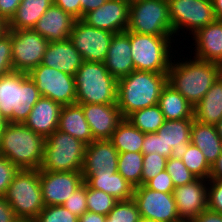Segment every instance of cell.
Here are the masks:
<instances>
[{"label":"cell","mask_w":222,"mask_h":222,"mask_svg":"<svg viewBox=\"0 0 222 222\" xmlns=\"http://www.w3.org/2000/svg\"><path fill=\"white\" fill-rule=\"evenodd\" d=\"M35 222H78L79 218L63 205L45 206Z\"/></svg>","instance_id":"40"},{"label":"cell","mask_w":222,"mask_h":222,"mask_svg":"<svg viewBox=\"0 0 222 222\" xmlns=\"http://www.w3.org/2000/svg\"><path fill=\"white\" fill-rule=\"evenodd\" d=\"M177 211L182 222H191L208 209V180L197 178L173 191Z\"/></svg>","instance_id":"17"},{"label":"cell","mask_w":222,"mask_h":222,"mask_svg":"<svg viewBox=\"0 0 222 222\" xmlns=\"http://www.w3.org/2000/svg\"><path fill=\"white\" fill-rule=\"evenodd\" d=\"M28 75L42 97L50 98L62 106L76 103L74 76L42 64L33 68Z\"/></svg>","instance_id":"13"},{"label":"cell","mask_w":222,"mask_h":222,"mask_svg":"<svg viewBox=\"0 0 222 222\" xmlns=\"http://www.w3.org/2000/svg\"><path fill=\"white\" fill-rule=\"evenodd\" d=\"M94 140L110 139L124 119L117 104H80Z\"/></svg>","instance_id":"19"},{"label":"cell","mask_w":222,"mask_h":222,"mask_svg":"<svg viewBox=\"0 0 222 222\" xmlns=\"http://www.w3.org/2000/svg\"><path fill=\"white\" fill-rule=\"evenodd\" d=\"M167 158L157 153L143 154L141 185L165 170Z\"/></svg>","instance_id":"39"},{"label":"cell","mask_w":222,"mask_h":222,"mask_svg":"<svg viewBox=\"0 0 222 222\" xmlns=\"http://www.w3.org/2000/svg\"><path fill=\"white\" fill-rule=\"evenodd\" d=\"M22 0H0V18L7 24L15 15Z\"/></svg>","instance_id":"47"},{"label":"cell","mask_w":222,"mask_h":222,"mask_svg":"<svg viewBox=\"0 0 222 222\" xmlns=\"http://www.w3.org/2000/svg\"><path fill=\"white\" fill-rule=\"evenodd\" d=\"M167 73L134 70L117 82V107L123 118L137 110L158 104Z\"/></svg>","instance_id":"2"},{"label":"cell","mask_w":222,"mask_h":222,"mask_svg":"<svg viewBox=\"0 0 222 222\" xmlns=\"http://www.w3.org/2000/svg\"><path fill=\"white\" fill-rule=\"evenodd\" d=\"M13 71L29 73L43 60L49 41L33 29L11 30Z\"/></svg>","instance_id":"12"},{"label":"cell","mask_w":222,"mask_h":222,"mask_svg":"<svg viewBox=\"0 0 222 222\" xmlns=\"http://www.w3.org/2000/svg\"><path fill=\"white\" fill-rule=\"evenodd\" d=\"M210 179H222V152L211 167Z\"/></svg>","instance_id":"52"},{"label":"cell","mask_w":222,"mask_h":222,"mask_svg":"<svg viewBox=\"0 0 222 222\" xmlns=\"http://www.w3.org/2000/svg\"><path fill=\"white\" fill-rule=\"evenodd\" d=\"M52 4V0H22L15 15L8 23V29H33Z\"/></svg>","instance_id":"31"},{"label":"cell","mask_w":222,"mask_h":222,"mask_svg":"<svg viewBox=\"0 0 222 222\" xmlns=\"http://www.w3.org/2000/svg\"><path fill=\"white\" fill-rule=\"evenodd\" d=\"M17 220L13 209L4 196H0V222H15Z\"/></svg>","instance_id":"48"},{"label":"cell","mask_w":222,"mask_h":222,"mask_svg":"<svg viewBox=\"0 0 222 222\" xmlns=\"http://www.w3.org/2000/svg\"><path fill=\"white\" fill-rule=\"evenodd\" d=\"M194 119L165 120L155 133H145L141 152L181 159L191 144Z\"/></svg>","instance_id":"9"},{"label":"cell","mask_w":222,"mask_h":222,"mask_svg":"<svg viewBox=\"0 0 222 222\" xmlns=\"http://www.w3.org/2000/svg\"><path fill=\"white\" fill-rule=\"evenodd\" d=\"M84 62L69 39L50 42L43 56L42 65L74 76Z\"/></svg>","instance_id":"24"},{"label":"cell","mask_w":222,"mask_h":222,"mask_svg":"<svg viewBox=\"0 0 222 222\" xmlns=\"http://www.w3.org/2000/svg\"><path fill=\"white\" fill-rule=\"evenodd\" d=\"M119 153L109 139L94 140L86 145L81 173L83 180L93 173L118 172Z\"/></svg>","instance_id":"20"},{"label":"cell","mask_w":222,"mask_h":222,"mask_svg":"<svg viewBox=\"0 0 222 222\" xmlns=\"http://www.w3.org/2000/svg\"><path fill=\"white\" fill-rule=\"evenodd\" d=\"M8 120L2 115L1 111H0V137L3 133V131L5 130V127L8 125Z\"/></svg>","instance_id":"54"},{"label":"cell","mask_w":222,"mask_h":222,"mask_svg":"<svg viewBox=\"0 0 222 222\" xmlns=\"http://www.w3.org/2000/svg\"><path fill=\"white\" fill-rule=\"evenodd\" d=\"M194 42L193 57L222 65V20H216L207 26L200 28L192 36Z\"/></svg>","instance_id":"21"},{"label":"cell","mask_w":222,"mask_h":222,"mask_svg":"<svg viewBox=\"0 0 222 222\" xmlns=\"http://www.w3.org/2000/svg\"><path fill=\"white\" fill-rule=\"evenodd\" d=\"M215 126L217 128L218 135L222 140V118L220 119V121Z\"/></svg>","instance_id":"56"},{"label":"cell","mask_w":222,"mask_h":222,"mask_svg":"<svg viewBox=\"0 0 222 222\" xmlns=\"http://www.w3.org/2000/svg\"><path fill=\"white\" fill-rule=\"evenodd\" d=\"M13 72L11 35L6 32L0 37V77Z\"/></svg>","instance_id":"42"},{"label":"cell","mask_w":222,"mask_h":222,"mask_svg":"<svg viewBox=\"0 0 222 222\" xmlns=\"http://www.w3.org/2000/svg\"><path fill=\"white\" fill-rule=\"evenodd\" d=\"M145 133L124 118L109 139L118 153L141 152Z\"/></svg>","instance_id":"32"},{"label":"cell","mask_w":222,"mask_h":222,"mask_svg":"<svg viewBox=\"0 0 222 222\" xmlns=\"http://www.w3.org/2000/svg\"><path fill=\"white\" fill-rule=\"evenodd\" d=\"M46 138L25 124L8 123L0 137V156L18 169H40Z\"/></svg>","instance_id":"3"},{"label":"cell","mask_w":222,"mask_h":222,"mask_svg":"<svg viewBox=\"0 0 222 222\" xmlns=\"http://www.w3.org/2000/svg\"><path fill=\"white\" fill-rule=\"evenodd\" d=\"M180 39V37L176 39L174 36H154L130 31L134 69L137 71L167 73L174 54L176 55L177 52L176 48L173 47L180 45L176 44Z\"/></svg>","instance_id":"6"},{"label":"cell","mask_w":222,"mask_h":222,"mask_svg":"<svg viewBox=\"0 0 222 222\" xmlns=\"http://www.w3.org/2000/svg\"><path fill=\"white\" fill-rule=\"evenodd\" d=\"M57 130L70 134L86 145L94 141L89 124L84 117L83 108L77 103L62 107Z\"/></svg>","instance_id":"26"},{"label":"cell","mask_w":222,"mask_h":222,"mask_svg":"<svg viewBox=\"0 0 222 222\" xmlns=\"http://www.w3.org/2000/svg\"><path fill=\"white\" fill-rule=\"evenodd\" d=\"M75 19L59 6L52 4L40 17L33 30L50 42L69 39Z\"/></svg>","instance_id":"23"},{"label":"cell","mask_w":222,"mask_h":222,"mask_svg":"<svg viewBox=\"0 0 222 222\" xmlns=\"http://www.w3.org/2000/svg\"><path fill=\"white\" fill-rule=\"evenodd\" d=\"M126 119L143 133L157 132L165 121L158 104L137 110Z\"/></svg>","instance_id":"33"},{"label":"cell","mask_w":222,"mask_h":222,"mask_svg":"<svg viewBox=\"0 0 222 222\" xmlns=\"http://www.w3.org/2000/svg\"><path fill=\"white\" fill-rule=\"evenodd\" d=\"M191 222H222V214L206 209Z\"/></svg>","instance_id":"49"},{"label":"cell","mask_w":222,"mask_h":222,"mask_svg":"<svg viewBox=\"0 0 222 222\" xmlns=\"http://www.w3.org/2000/svg\"><path fill=\"white\" fill-rule=\"evenodd\" d=\"M181 160L192 174L197 178L209 180L211 175V166L208 164L202 151L192 143Z\"/></svg>","instance_id":"35"},{"label":"cell","mask_w":222,"mask_h":222,"mask_svg":"<svg viewBox=\"0 0 222 222\" xmlns=\"http://www.w3.org/2000/svg\"><path fill=\"white\" fill-rule=\"evenodd\" d=\"M140 212L133 199L117 201L105 222H139Z\"/></svg>","instance_id":"37"},{"label":"cell","mask_w":222,"mask_h":222,"mask_svg":"<svg viewBox=\"0 0 222 222\" xmlns=\"http://www.w3.org/2000/svg\"><path fill=\"white\" fill-rule=\"evenodd\" d=\"M213 9L217 20H222V0H212Z\"/></svg>","instance_id":"53"},{"label":"cell","mask_w":222,"mask_h":222,"mask_svg":"<svg viewBox=\"0 0 222 222\" xmlns=\"http://www.w3.org/2000/svg\"><path fill=\"white\" fill-rule=\"evenodd\" d=\"M77 104H117V80L103 62L84 61L74 75Z\"/></svg>","instance_id":"5"},{"label":"cell","mask_w":222,"mask_h":222,"mask_svg":"<svg viewBox=\"0 0 222 222\" xmlns=\"http://www.w3.org/2000/svg\"><path fill=\"white\" fill-rule=\"evenodd\" d=\"M53 4L62 8L75 19H82V7L80 0H52Z\"/></svg>","instance_id":"46"},{"label":"cell","mask_w":222,"mask_h":222,"mask_svg":"<svg viewBox=\"0 0 222 222\" xmlns=\"http://www.w3.org/2000/svg\"><path fill=\"white\" fill-rule=\"evenodd\" d=\"M222 118V74L194 107V120L216 125Z\"/></svg>","instance_id":"29"},{"label":"cell","mask_w":222,"mask_h":222,"mask_svg":"<svg viewBox=\"0 0 222 222\" xmlns=\"http://www.w3.org/2000/svg\"><path fill=\"white\" fill-rule=\"evenodd\" d=\"M176 53L184 57L178 58L174 55L167 71V84L195 107L222 74V65L198 60L190 54V58H187L179 55L181 51L178 53V49Z\"/></svg>","instance_id":"1"},{"label":"cell","mask_w":222,"mask_h":222,"mask_svg":"<svg viewBox=\"0 0 222 222\" xmlns=\"http://www.w3.org/2000/svg\"><path fill=\"white\" fill-rule=\"evenodd\" d=\"M19 169L6 157L0 156V196H4Z\"/></svg>","instance_id":"44"},{"label":"cell","mask_w":222,"mask_h":222,"mask_svg":"<svg viewBox=\"0 0 222 222\" xmlns=\"http://www.w3.org/2000/svg\"><path fill=\"white\" fill-rule=\"evenodd\" d=\"M62 107L50 98L41 97L33 106L24 124L46 138L57 130Z\"/></svg>","instance_id":"25"},{"label":"cell","mask_w":222,"mask_h":222,"mask_svg":"<svg viewBox=\"0 0 222 222\" xmlns=\"http://www.w3.org/2000/svg\"><path fill=\"white\" fill-rule=\"evenodd\" d=\"M158 105L165 120L194 119V107L169 84L162 89Z\"/></svg>","instance_id":"30"},{"label":"cell","mask_w":222,"mask_h":222,"mask_svg":"<svg viewBox=\"0 0 222 222\" xmlns=\"http://www.w3.org/2000/svg\"><path fill=\"white\" fill-rule=\"evenodd\" d=\"M191 143L199 148L208 164L212 167L222 152V140L215 125L193 121Z\"/></svg>","instance_id":"27"},{"label":"cell","mask_w":222,"mask_h":222,"mask_svg":"<svg viewBox=\"0 0 222 222\" xmlns=\"http://www.w3.org/2000/svg\"><path fill=\"white\" fill-rule=\"evenodd\" d=\"M41 97L28 73L13 71L0 77V111L9 123L24 124Z\"/></svg>","instance_id":"4"},{"label":"cell","mask_w":222,"mask_h":222,"mask_svg":"<svg viewBox=\"0 0 222 222\" xmlns=\"http://www.w3.org/2000/svg\"><path fill=\"white\" fill-rule=\"evenodd\" d=\"M62 205L78 218L87 212L86 183L78 187Z\"/></svg>","instance_id":"41"},{"label":"cell","mask_w":222,"mask_h":222,"mask_svg":"<svg viewBox=\"0 0 222 222\" xmlns=\"http://www.w3.org/2000/svg\"><path fill=\"white\" fill-rule=\"evenodd\" d=\"M117 201V199L104 191L95 190L86 184V203L88 211L107 216Z\"/></svg>","instance_id":"36"},{"label":"cell","mask_w":222,"mask_h":222,"mask_svg":"<svg viewBox=\"0 0 222 222\" xmlns=\"http://www.w3.org/2000/svg\"><path fill=\"white\" fill-rule=\"evenodd\" d=\"M15 222H35L34 219H17Z\"/></svg>","instance_id":"57"},{"label":"cell","mask_w":222,"mask_h":222,"mask_svg":"<svg viewBox=\"0 0 222 222\" xmlns=\"http://www.w3.org/2000/svg\"><path fill=\"white\" fill-rule=\"evenodd\" d=\"M131 53L130 31L115 33L103 63L117 81L135 70Z\"/></svg>","instance_id":"22"},{"label":"cell","mask_w":222,"mask_h":222,"mask_svg":"<svg viewBox=\"0 0 222 222\" xmlns=\"http://www.w3.org/2000/svg\"><path fill=\"white\" fill-rule=\"evenodd\" d=\"M113 36V32L92 27L77 19L69 40L84 61L104 62Z\"/></svg>","instance_id":"14"},{"label":"cell","mask_w":222,"mask_h":222,"mask_svg":"<svg viewBox=\"0 0 222 222\" xmlns=\"http://www.w3.org/2000/svg\"><path fill=\"white\" fill-rule=\"evenodd\" d=\"M84 182L95 190H102L113 196L118 201L130 200L133 198L134 186L124 177L116 173H93Z\"/></svg>","instance_id":"28"},{"label":"cell","mask_w":222,"mask_h":222,"mask_svg":"<svg viewBox=\"0 0 222 222\" xmlns=\"http://www.w3.org/2000/svg\"><path fill=\"white\" fill-rule=\"evenodd\" d=\"M145 186L151 190L163 193H173L174 184L166 170L161 171L153 179H150Z\"/></svg>","instance_id":"45"},{"label":"cell","mask_w":222,"mask_h":222,"mask_svg":"<svg viewBox=\"0 0 222 222\" xmlns=\"http://www.w3.org/2000/svg\"><path fill=\"white\" fill-rule=\"evenodd\" d=\"M126 31L154 36H174L168 0L131 1Z\"/></svg>","instance_id":"10"},{"label":"cell","mask_w":222,"mask_h":222,"mask_svg":"<svg viewBox=\"0 0 222 222\" xmlns=\"http://www.w3.org/2000/svg\"><path fill=\"white\" fill-rule=\"evenodd\" d=\"M130 1L107 0L99 8L86 13L82 20L88 25L115 33L127 30Z\"/></svg>","instance_id":"18"},{"label":"cell","mask_w":222,"mask_h":222,"mask_svg":"<svg viewBox=\"0 0 222 222\" xmlns=\"http://www.w3.org/2000/svg\"><path fill=\"white\" fill-rule=\"evenodd\" d=\"M106 1L107 0H80L82 7V18L86 13L99 8Z\"/></svg>","instance_id":"50"},{"label":"cell","mask_w":222,"mask_h":222,"mask_svg":"<svg viewBox=\"0 0 222 222\" xmlns=\"http://www.w3.org/2000/svg\"><path fill=\"white\" fill-rule=\"evenodd\" d=\"M165 170L170 175L175 187L189 184L197 177L187 169L181 159L167 158Z\"/></svg>","instance_id":"38"},{"label":"cell","mask_w":222,"mask_h":222,"mask_svg":"<svg viewBox=\"0 0 222 222\" xmlns=\"http://www.w3.org/2000/svg\"><path fill=\"white\" fill-rule=\"evenodd\" d=\"M83 183L81 171H40L44 206L62 205Z\"/></svg>","instance_id":"16"},{"label":"cell","mask_w":222,"mask_h":222,"mask_svg":"<svg viewBox=\"0 0 222 222\" xmlns=\"http://www.w3.org/2000/svg\"><path fill=\"white\" fill-rule=\"evenodd\" d=\"M106 216L91 211L85 212L82 216L79 217L78 222H105Z\"/></svg>","instance_id":"51"},{"label":"cell","mask_w":222,"mask_h":222,"mask_svg":"<svg viewBox=\"0 0 222 222\" xmlns=\"http://www.w3.org/2000/svg\"><path fill=\"white\" fill-rule=\"evenodd\" d=\"M118 173L134 187L141 185L143 168L142 152H123L118 157Z\"/></svg>","instance_id":"34"},{"label":"cell","mask_w":222,"mask_h":222,"mask_svg":"<svg viewBox=\"0 0 222 222\" xmlns=\"http://www.w3.org/2000/svg\"><path fill=\"white\" fill-rule=\"evenodd\" d=\"M208 209L222 214V179L208 180Z\"/></svg>","instance_id":"43"},{"label":"cell","mask_w":222,"mask_h":222,"mask_svg":"<svg viewBox=\"0 0 222 222\" xmlns=\"http://www.w3.org/2000/svg\"><path fill=\"white\" fill-rule=\"evenodd\" d=\"M17 219H35L44 201L38 169H19L4 195Z\"/></svg>","instance_id":"7"},{"label":"cell","mask_w":222,"mask_h":222,"mask_svg":"<svg viewBox=\"0 0 222 222\" xmlns=\"http://www.w3.org/2000/svg\"><path fill=\"white\" fill-rule=\"evenodd\" d=\"M139 222H157V221L141 218Z\"/></svg>","instance_id":"58"},{"label":"cell","mask_w":222,"mask_h":222,"mask_svg":"<svg viewBox=\"0 0 222 222\" xmlns=\"http://www.w3.org/2000/svg\"><path fill=\"white\" fill-rule=\"evenodd\" d=\"M86 144L68 133L56 130L46 137L43 161L39 171H81Z\"/></svg>","instance_id":"8"},{"label":"cell","mask_w":222,"mask_h":222,"mask_svg":"<svg viewBox=\"0 0 222 222\" xmlns=\"http://www.w3.org/2000/svg\"><path fill=\"white\" fill-rule=\"evenodd\" d=\"M168 4L171 26L177 37L180 34L184 37L183 33L185 37L193 35L217 20L212 0H168Z\"/></svg>","instance_id":"11"},{"label":"cell","mask_w":222,"mask_h":222,"mask_svg":"<svg viewBox=\"0 0 222 222\" xmlns=\"http://www.w3.org/2000/svg\"><path fill=\"white\" fill-rule=\"evenodd\" d=\"M141 218L157 222H182L173 193H163L140 185L134 188L133 198Z\"/></svg>","instance_id":"15"},{"label":"cell","mask_w":222,"mask_h":222,"mask_svg":"<svg viewBox=\"0 0 222 222\" xmlns=\"http://www.w3.org/2000/svg\"><path fill=\"white\" fill-rule=\"evenodd\" d=\"M8 24L0 18V37L7 32Z\"/></svg>","instance_id":"55"}]
</instances>
